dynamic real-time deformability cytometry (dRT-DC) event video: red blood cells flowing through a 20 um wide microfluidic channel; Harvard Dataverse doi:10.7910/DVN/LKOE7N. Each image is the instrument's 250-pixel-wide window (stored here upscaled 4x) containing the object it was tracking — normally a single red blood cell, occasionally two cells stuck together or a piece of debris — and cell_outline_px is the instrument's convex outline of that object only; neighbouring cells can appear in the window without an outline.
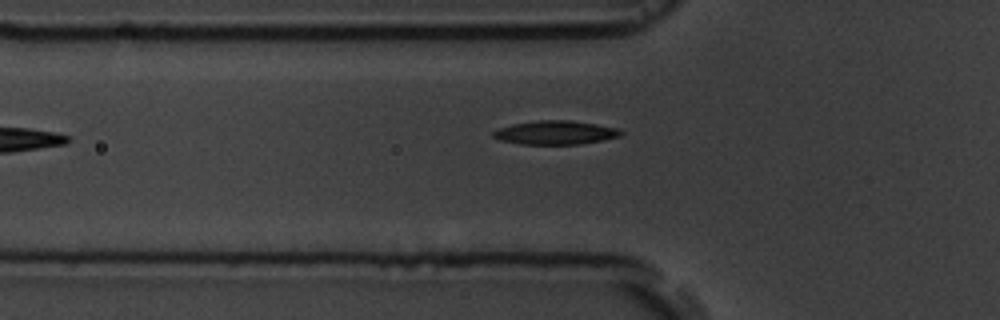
{"species": "common noctule bat (a hibernating species)", "species_latin": "Nyctalus noctula", "temperature_condition": "room temperature", "stored_images_in_passage": 6, "camera_frame_rate_fps": 3000, "um_per_image_px": 0.085, "animal": {"sex": "male", "body_mass_g": 19.5, "forearm_length_mm": 54.6}, "frame": {"image": 1, "passage_image": 6, "time_ms": 6.333, "image_size_px": [1000, 320], "cell_outline_px": [[624, 132], [620, 136], [580, 144], [520, 144], [500, 140], [492, 136], [492, 132], [500, 128], [512, 124], [536, 120], [572, 120], [596, 124], [616, 128]], "centroid_in_image_um": [47.18, 11.26], "position_along_channel_um": 78.6, "area_um2": 17.57}}